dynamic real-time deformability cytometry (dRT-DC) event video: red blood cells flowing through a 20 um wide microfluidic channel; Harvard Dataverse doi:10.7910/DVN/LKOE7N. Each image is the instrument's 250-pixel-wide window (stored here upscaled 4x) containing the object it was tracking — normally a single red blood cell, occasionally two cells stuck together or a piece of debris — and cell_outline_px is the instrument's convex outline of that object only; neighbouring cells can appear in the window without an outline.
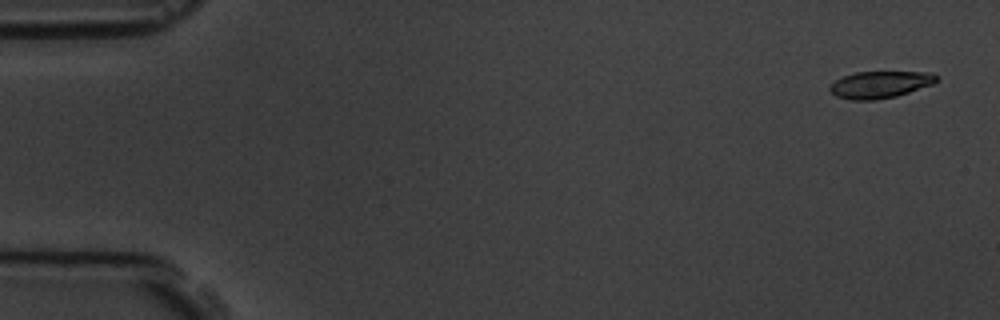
{"species": "common noctule bat (a hibernating species)", "species_latin": "Nyctalus noctula", "temperature_condition": "room temperature", "stored_images_in_passage": 6, "camera_frame_rate_fps": 3000, "um_per_image_px": 0.085, "animal": {"sex": "male", "body_mass_g": 19.5, "forearm_length_mm": 54.6}, "frame": {"image": 1, "passage_image": 1, "time_ms": 0.0, "image_size_px": [1000, 320], "cell_outline_px": [[940, 80], [932, 84], [896, 96], [876, 100], [852, 100], [836, 96], [828, 88], [836, 80], [844, 76], [856, 72], [932, 72], [940, 76]], "centroid_in_image_um": [74.85, 7.18], "position_along_channel_um": 10.2, "area_um2": 16.7}}
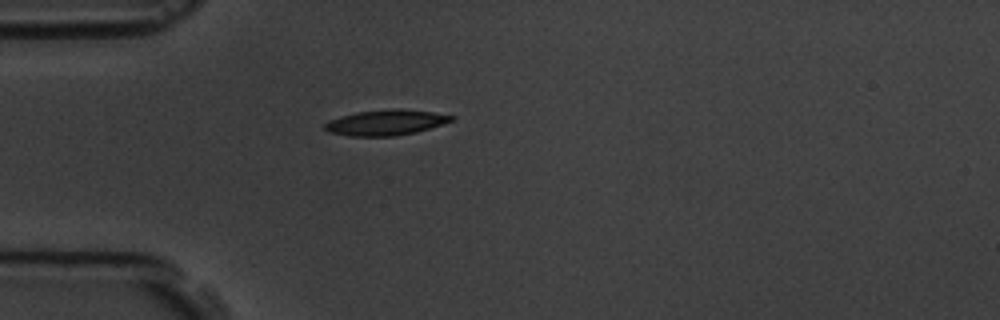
{"frame": {"image": 2, "passage_image": 5, "time_ms": 4.667, "image_size_px": [1000, 320], "cell_outline_px": [[456, 116], [452, 120], [416, 132], [396, 136], [348, 136], [328, 132], [324, 128], [324, 124], [328, 120], [356, 112], [396, 108], [400, 108], [432, 112]], "centroid_in_image_um": [32.75, 10.41], "position_along_channel_um": 52.3, "area_um2": 18.73}}